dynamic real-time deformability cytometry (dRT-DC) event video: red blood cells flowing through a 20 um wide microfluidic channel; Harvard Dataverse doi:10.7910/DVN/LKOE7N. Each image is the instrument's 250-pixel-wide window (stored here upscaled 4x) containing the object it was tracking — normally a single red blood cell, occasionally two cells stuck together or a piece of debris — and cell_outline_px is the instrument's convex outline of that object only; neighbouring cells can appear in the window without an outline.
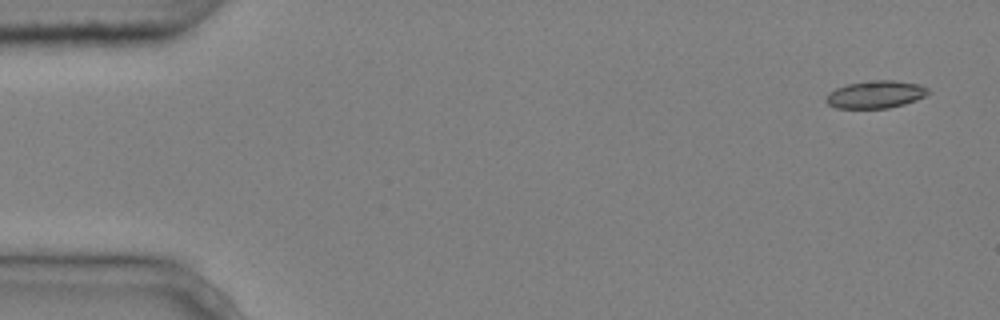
{"species": "common noctule bat (a hibernating species)", "species_latin": "Nyctalus noctula", "temperature_condition": "cold", "stored_images_in_passage": 8, "camera_frame_rate_fps": 3000, "um_per_image_px": 0.085, "animal": {"sex": "male", "body_mass_g": 20.4}, "frame": {"image": 1, "passage_image": 1, "time_ms": 0.0, "image_size_px": [1000, 320], "cell_outline_px": [[932, 92], [916, 100], [904, 104], [888, 108], [836, 108], [828, 104], [824, 100], [828, 92], [836, 88], [848, 84], [876, 80], [892, 80], [920, 84], [928, 88]], "centroid_in_image_um": [74.43, 8.03], "position_along_channel_um": 10.6, "area_um2": 16.42}}
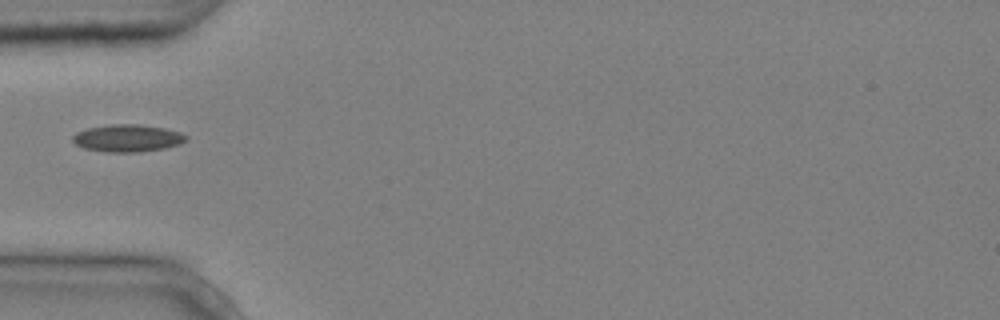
{"frame": {"image": 2, "passage_image": 5, "time_ms": 1.333, "image_size_px": [1000, 320], "cell_outline_px": [[188, 140], [180, 144], [164, 148], [140, 152], [104, 152], [84, 148], [76, 144], [72, 140], [72, 136], [76, 132], [88, 128], [112, 124], [140, 124], [164, 128], [180, 132], [188, 136]], "centroid_in_image_um": [10.85, 11.74], "position_along_channel_um": 74.1, "area_um2": 18.15}}
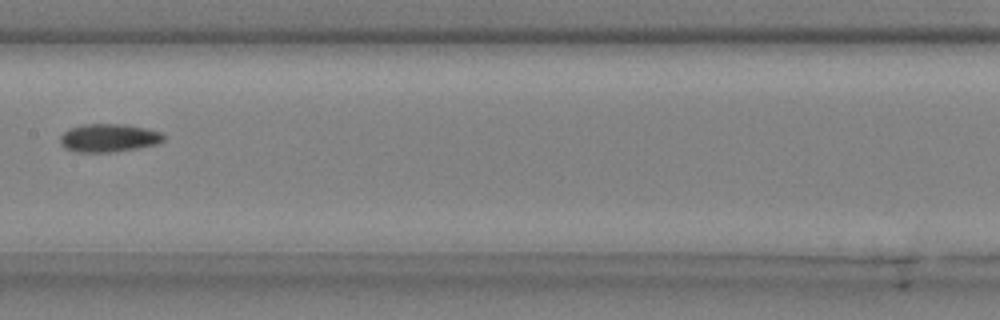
{"frame": {"image": 3, "passage_image": 8, "time_ms": 2.333, "image_size_px": [1000, 320], "cell_outline_px": [[164, 140], [156, 144], [136, 148], [112, 152], [76, 152], [64, 148], [60, 144], [60, 136], [68, 128], [84, 124], [124, 124], [144, 128], [160, 132], [164, 136]], "centroid_in_image_um": [9.19, 11.72], "position_along_channel_um": 198.2, "area_um2": 16.94}}